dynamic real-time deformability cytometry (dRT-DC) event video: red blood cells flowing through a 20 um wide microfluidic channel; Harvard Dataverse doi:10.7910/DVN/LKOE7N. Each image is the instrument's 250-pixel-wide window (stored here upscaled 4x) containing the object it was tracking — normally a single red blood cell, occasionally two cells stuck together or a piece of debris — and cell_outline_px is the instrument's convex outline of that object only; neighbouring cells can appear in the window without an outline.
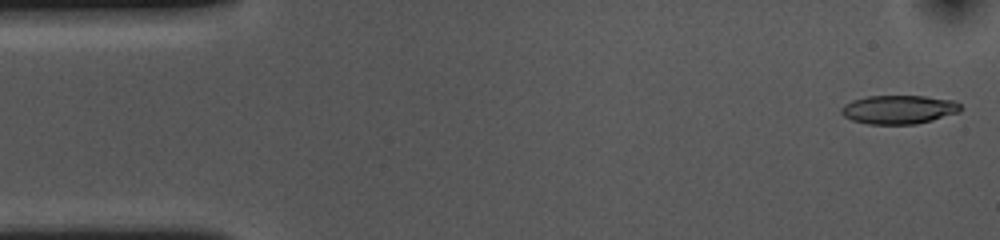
{"species": "common noctule bat (a hibernating species)", "species_latin": "Nyctalus noctula", "temperature_condition": "cold", "stored_images_in_passage": 53, "camera_frame_rate_fps": 3000, "um_per_image_px": 0.085, "animal": {"sex": "female", "body_mass_g": 10.0, "forearm_length_mm": 53.1}, "frame": {"image": 1, "passage_image": 1, "time_ms": 0.0, "image_size_px": [1000, 240], "cell_outline_px": [[964, 108], [960, 112], [932, 120], [916, 124], [868, 124], [852, 120], [844, 116], [840, 112], [840, 108], [844, 104], [852, 100], [868, 96], [924, 96], [956, 100]], "centroid_in_image_um": [76.42, 9.3], "position_along_channel_um": 8.6, "area_um2": 20.17}}
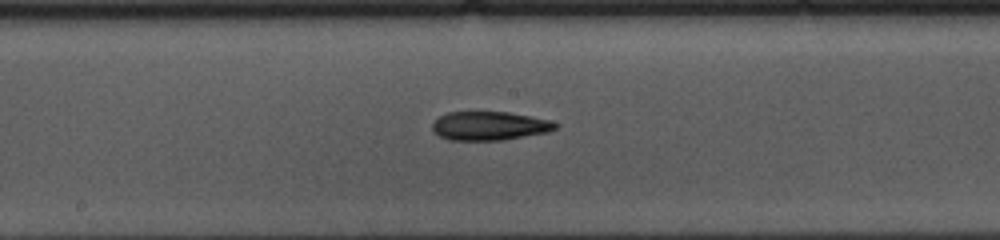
{"frame": {"image": 2, "passage_image": 26, "time_ms": 8.333, "image_size_px": [1000, 240], "cell_outline_px": [[560, 128], [548, 132], [504, 140], [448, 140], [440, 136], [432, 128], [432, 124], [440, 116], [448, 112], [508, 112], [552, 120], [560, 124]], "centroid_in_image_um": [41.68, 10.7], "position_along_channel_um": 206.5, "area_um2": 20.75}}
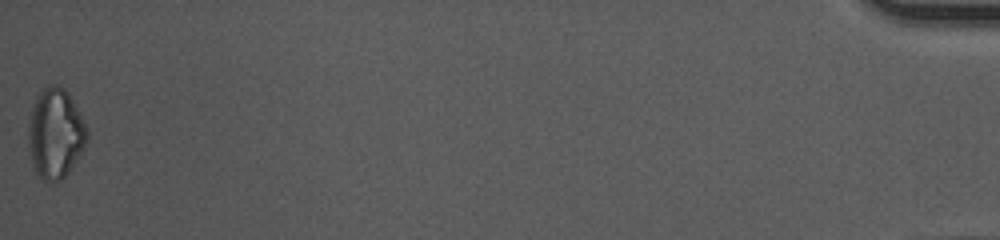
{"frame": {"image": 3, "passage_image": 53, "time_ms": 17.333, "image_size_px": [1000, 240], "cell_outline_px": [[88, 140], [68, 172], [60, 180], [44, 180], [36, 172], [32, 164], [28, 144], [28, 124], [32, 108], [36, 96], [48, 84], [56, 84], [64, 88], [68, 92], [80, 112], [88, 128]], "centroid_in_image_um": [4.71, 11.29], "position_along_channel_um": 430.5, "area_um2": 30.69}, "authors_computed_cell_mechanics": {"area_um2": 20.7502, "velocity_mm_per_s": 3.6479, "shape_relaxation_time_tau1_ms": 6.9552, "shape_relaxation_time_tau2_ms": 9.0471, "deformation_change_tau1": 0.1567, "deformation_change_tau2": 0.2267}}